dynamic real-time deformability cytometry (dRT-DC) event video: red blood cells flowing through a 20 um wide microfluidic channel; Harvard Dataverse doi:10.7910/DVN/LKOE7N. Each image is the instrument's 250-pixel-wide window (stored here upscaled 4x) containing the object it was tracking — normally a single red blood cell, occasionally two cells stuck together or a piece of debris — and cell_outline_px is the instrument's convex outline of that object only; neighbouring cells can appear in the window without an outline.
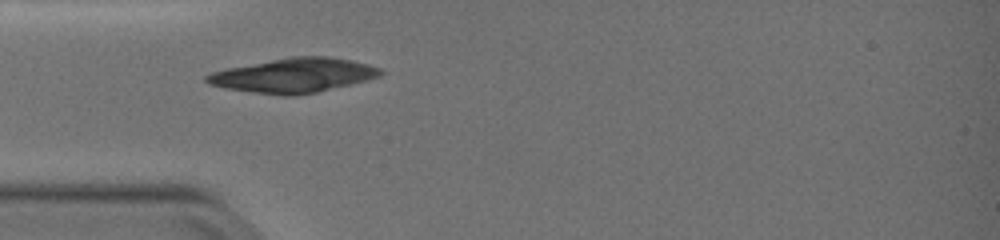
{"species": "common noctule bat (a hibernating species)", "species_latin": "Nyctalus noctula", "temperature_condition": "warm", "stored_images_in_passage": 33, "camera_frame_rate_fps": 3000, "um_per_image_px": 0.085, "animal": {"sex": "female", "body_mass_g": 19.0, "forearm_length_mm": 51.5}, "frame": {"image": 1, "passage_image": 1, "time_ms": 0.0, "image_size_px": [1000, 240], "cell_outline_px": [[384, 72], [380, 76], [352, 84], [316, 92], [296, 96], [284, 96], [252, 92], [224, 88], [208, 84], [204, 80], [204, 76], [212, 72], [228, 68], [292, 56], [328, 56], [352, 60], [368, 64], [380, 68]], "centroid_in_image_um": [24.96, 6.41], "position_along_channel_um": 60.0, "area_um2": 34.8}}
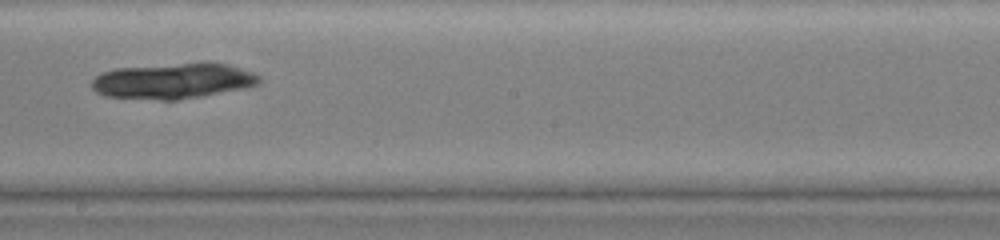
{"frame": {"image": 2, "passage_image": 15, "time_ms": 4.667, "image_size_px": [1000, 240], "cell_outline_px": [[260, 84], [248, 88], [176, 100], [160, 100], [104, 96], [96, 92], [92, 88], [92, 80], [100, 72], [116, 68], [184, 64], [228, 64], [252, 72], [260, 76]], "centroid_in_image_um": [14.7, 6.9], "position_along_channel_um": 233.5, "area_um2": 34.28}}
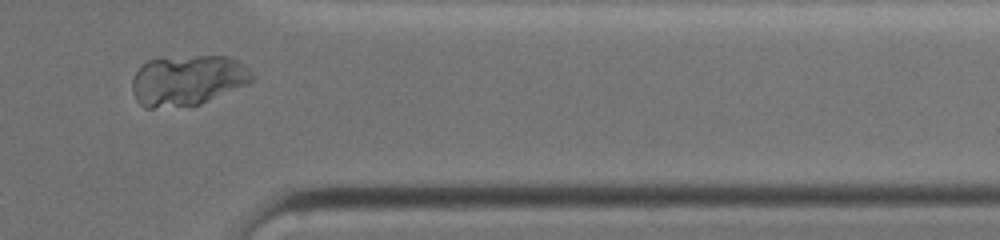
{"frame": {"image": 3, "passage_image": 28, "time_ms": 9.0, "image_size_px": [1000, 240], "cell_outline_px": [[252, 80], [248, 84], [192, 108], [144, 108], [136, 100], [132, 92], [132, 80], [140, 64], [148, 60], [160, 56], [228, 56], [244, 64], [252, 72]], "centroid_in_image_um": [15.91, 6.84], "position_along_channel_um": 395.5, "area_um2": 36.3}}